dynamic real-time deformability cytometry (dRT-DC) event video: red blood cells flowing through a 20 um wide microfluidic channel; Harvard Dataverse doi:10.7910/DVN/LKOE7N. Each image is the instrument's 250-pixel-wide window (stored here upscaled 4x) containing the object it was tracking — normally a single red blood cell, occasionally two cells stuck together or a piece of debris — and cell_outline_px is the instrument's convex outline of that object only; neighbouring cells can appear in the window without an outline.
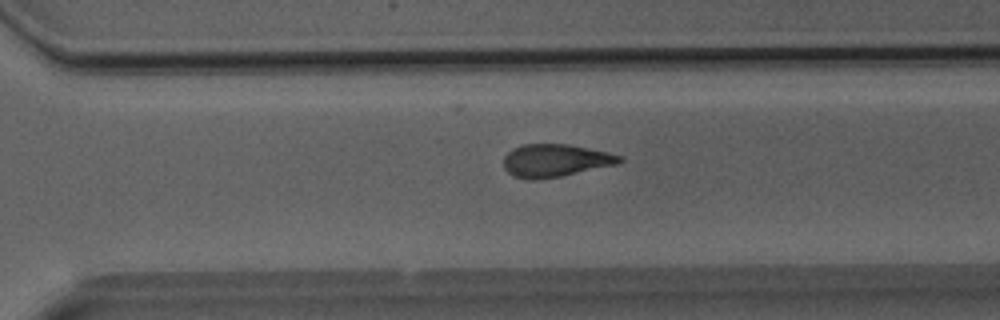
{"species": "Egyptian fruit bat (a non-hibernating species)", "species_latin": "Rousettus aegyptiacus", "temperature_condition": "room temperature", "stored_images_in_passage": 28, "camera_frame_rate_fps": 3000, "um_per_image_px": 0.085, "animal": {"sex": "male"}, "frame": {"image": 1, "passage_image": 20, "time_ms": 6.333, "image_size_px": [1000, 320], "cell_outline_px": [[624, 160], [616, 164], [560, 176], [536, 180], [524, 180], [512, 176], [504, 168], [504, 156], [512, 148], [524, 144], [568, 144], [608, 152], [624, 156]], "centroid_in_image_um": [47.17, 13.65], "position_along_channel_um": 323.4, "area_um2": 22.2}}
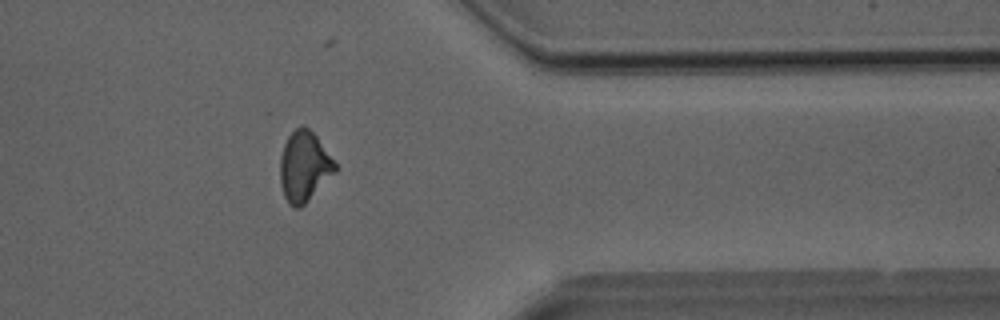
{"frame": {"image": 2, "passage_image": 24, "time_ms": 7.667, "image_size_px": [1000, 320], "cell_outline_px": [[340, 168], [300, 208], [292, 208], [288, 204], [284, 196], [280, 184], [280, 156], [284, 144], [288, 136], [296, 128], [304, 124], [316, 136]], "centroid_in_image_um": [25.85, 14.16], "position_along_channel_um": 385.5, "area_um2": 22.66}}